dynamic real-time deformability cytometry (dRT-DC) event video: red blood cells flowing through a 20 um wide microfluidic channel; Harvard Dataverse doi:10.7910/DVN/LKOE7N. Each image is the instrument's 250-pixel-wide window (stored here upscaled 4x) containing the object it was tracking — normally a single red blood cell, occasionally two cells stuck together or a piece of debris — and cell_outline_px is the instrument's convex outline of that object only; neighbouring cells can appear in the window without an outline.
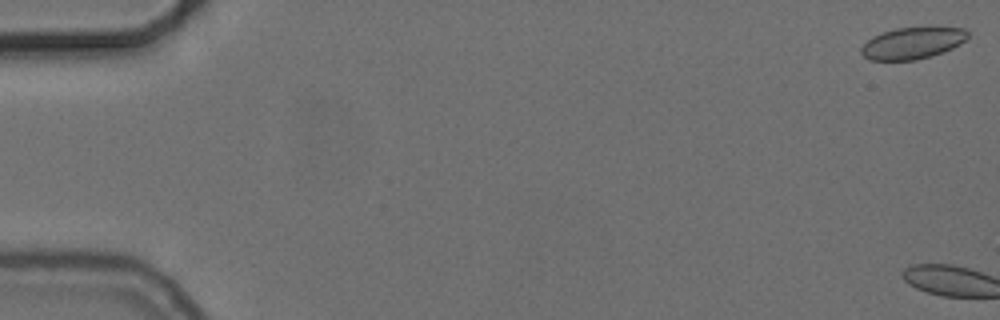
{"species": "common noctule bat (a hibernating species)", "species_latin": "Nyctalus noctula", "temperature_condition": "cold", "stored_images_in_passage": 3, "camera_frame_rate_fps": 3000, "um_per_image_px": 0.085, "animal": {"sex": "female", "body_mass_g": 24.6, "forearm_length_mm": 56.2}, "frame": {"image": 1, "passage_image": 1, "time_ms": 0.0, "image_size_px": [1000, 320], "cell_outline_px": [[968, 40], [952, 48], [916, 60], [868, 60], [860, 52], [860, 48], [872, 36], [896, 28], [924, 24], [932, 24], [964, 28], [968, 32]], "centroid_in_image_um": [77.61, 3.59], "position_along_channel_um": 7.4, "area_um2": 20.46}}